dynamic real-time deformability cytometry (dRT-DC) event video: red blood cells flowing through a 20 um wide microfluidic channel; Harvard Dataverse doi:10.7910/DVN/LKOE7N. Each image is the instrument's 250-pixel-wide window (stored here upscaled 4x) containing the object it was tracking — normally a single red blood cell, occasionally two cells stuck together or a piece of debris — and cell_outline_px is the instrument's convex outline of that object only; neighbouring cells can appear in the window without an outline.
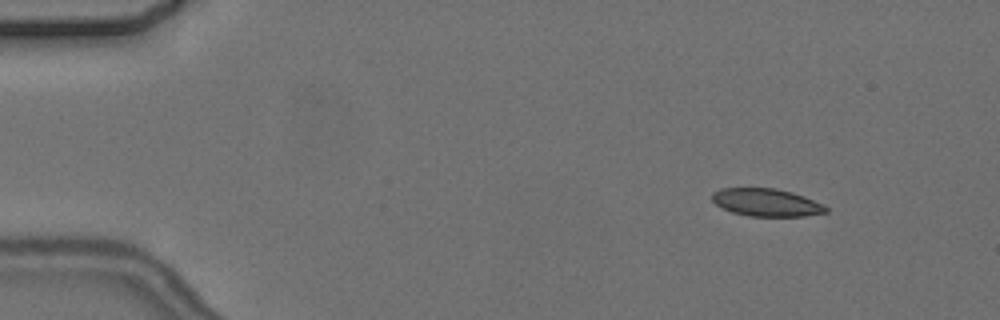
{"species": "common noctule bat (a hibernating species)", "species_latin": "Nyctalus noctula", "temperature_condition": "cold", "stored_images_in_passage": 5, "camera_frame_rate_fps": 3000, "um_per_image_px": 0.085, "animal": {"sex": "female", "body_mass_g": 24.6, "forearm_length_mm": 56.2}, "frame": {"image": 1, "passage_image": 1, "time_ms": 0.0, "image_size_px": [1000, 320], "cell_outline_px": [[828, 212], [804, 216], [748, 216], [732, 212], [716, 204], [712, 200], [712, 192], [720, 188], [776, 188], [792, 192], [804, 196], [824, 204], [828, 208]], "centroid_in_image_um": [65.16, 17.2], "position_along_channel_um": 19.8, "area_um2": 18.44}}